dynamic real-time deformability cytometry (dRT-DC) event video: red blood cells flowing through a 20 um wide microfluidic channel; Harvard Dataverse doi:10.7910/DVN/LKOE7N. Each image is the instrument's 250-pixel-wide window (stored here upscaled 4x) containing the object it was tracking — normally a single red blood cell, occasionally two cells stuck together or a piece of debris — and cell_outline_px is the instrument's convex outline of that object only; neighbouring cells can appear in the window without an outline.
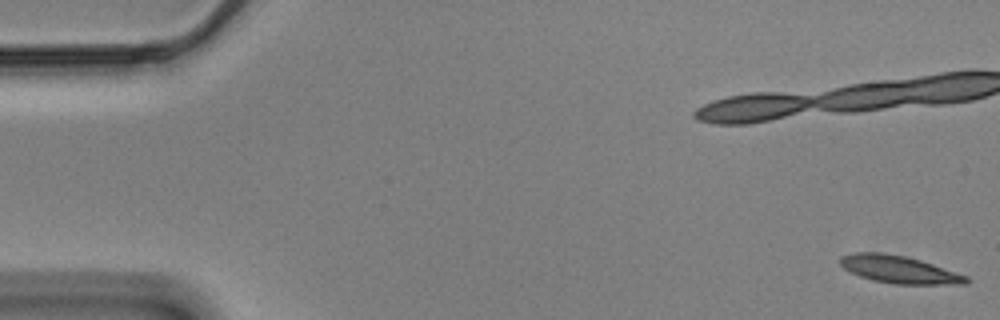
{"species": "Egyptian fruit bat (a non-hibernating species)", "species_latin": "Rousettus aegyptiacus", "temperature_condition": "cold", "stored_images_in_passage": 17, "camera_frame_rate_fps": 3000, "um_per_image_px": 0.085, "animal": {"sex": "male"}, "frame": {"image": 1, "passage_image": 1, "time_ms": 0.0, "image_size_px": [1000, 320], "cell_outline_px": [[972, 280], [968, 284], [896, 284], [872, 280], [860, 276], [844, 268], [840, 264], [840, 256], [856, 252], [880, 252], [904, 256], [920, 260], [968, 276]], "centroid_in_image_um": [76.45, 22.91], "position_along_channel_um": 8.6, "area_um2": 20.11}}